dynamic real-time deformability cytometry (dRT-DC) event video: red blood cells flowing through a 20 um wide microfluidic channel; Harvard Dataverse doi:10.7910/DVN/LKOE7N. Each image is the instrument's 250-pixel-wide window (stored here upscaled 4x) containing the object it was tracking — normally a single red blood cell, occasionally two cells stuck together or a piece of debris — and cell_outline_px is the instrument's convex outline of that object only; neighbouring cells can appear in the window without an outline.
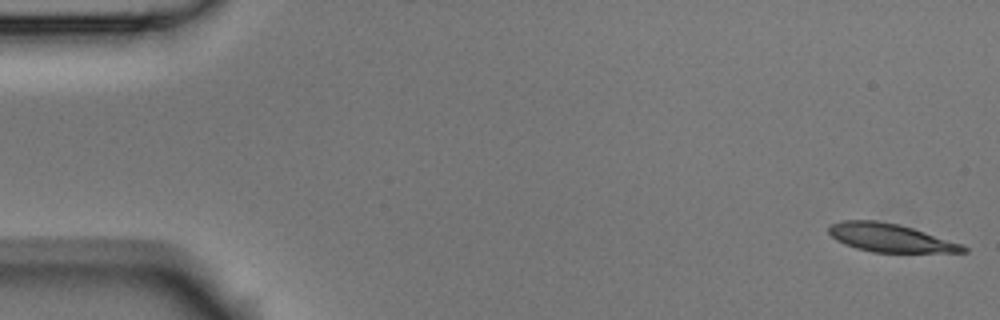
{"species": "Egyptian fruit bat (a non-hibernating species)", "species_latin": "Rousettus aegyptiacus", "temperature_condition": "room temperature", "stored_images_in_passage": 3, "camera_frame_rate_fps": 3000, "um_per_image_px": 0.085, "animal": {"sex": "male"}, "frame": {"image": 1, "passage_image": 1, "time_ms": 0.0, "image_size_px": [1000, 320], "cell_outline_px": [[968, 252], [872, 252], [856, 248], [844, 244], [836, 240], [828, 232], [828, 228], [832, 224], [840, 220], [876, 220], [900, 224], [960, 244], [968, 248]], "centroid_in_image_um": [75.6, 20.2], "position_along_channel_um": 9.4, "area_um2": 21.91}}